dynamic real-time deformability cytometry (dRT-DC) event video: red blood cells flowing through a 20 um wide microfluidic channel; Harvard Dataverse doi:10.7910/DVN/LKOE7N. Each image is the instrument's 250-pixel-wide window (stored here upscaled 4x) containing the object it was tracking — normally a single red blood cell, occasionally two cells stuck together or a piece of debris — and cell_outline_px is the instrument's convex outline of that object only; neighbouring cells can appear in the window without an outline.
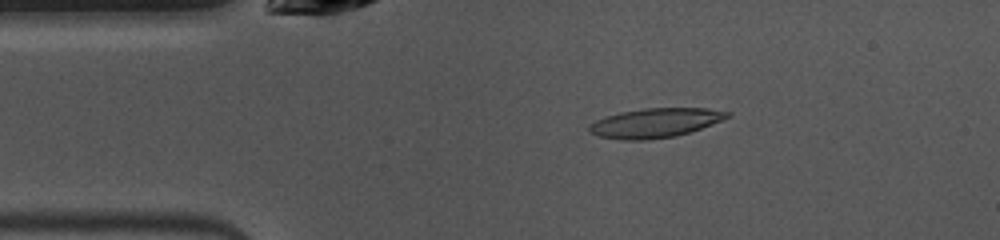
{"species": "common noctule bat (a hibernating species)", "species_latin": "Nyctalus noctula", "temperature_condition": "warm", "stored_images_in_passage": 49, "camera_frame_rate_fps": 3000, "um_per_image_px": 0.085, "animal": {"sex": "female", "body_mass_g": 10.0, "forearm_length_mm": 53.1}, "frame": {"image": 1, "passage_image": 8, "time_ms": 2.333, "image_size_px": [1000, 240], "cell_outline_px": [[728, 116], [720, 120], [700, 128], [676, 136], [648, 140], [624, 140], [600, 136], [588, 132], [588, 124], [596, 120], [620, 112], [644, 108], [708, 108], [728, 112]], "centroid_in_image_um": [55.62, 10.45], "position_along_channel_um": 29.4, "area_um2": 23.29}}
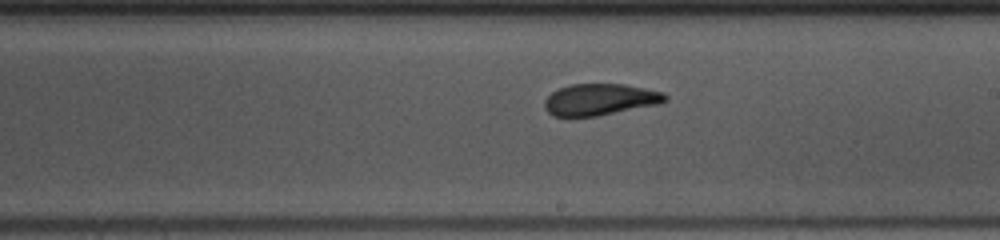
{"frame": {"image": 2, "passage_image": 26, "time_ms": 8.333, "image_size_px": [1000, 240], "cell_outline_px": [[668, 100], [660, 104], [596, 116], [552, 116], [544, 108], [544, 100], [552, 92], [560, 88], [572, 84], [624, 84], [664, 92], [668, 96]], "centroid_in_image_um": [51.02, 8.46], "position_along_channel_um": 238.0, "area_um2": 22.2}}
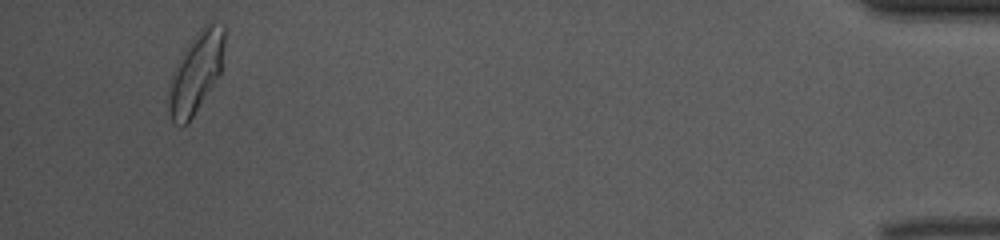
{"frame": {"image": 3, "passage_image": 46, "time_ms": 15.0, "image_size_px": [1000, 240], "cell_outline_px": [[224, 44], [220, 76], [188, 124], [184, 124], [172, 120], [168, 108], [168, 100], [172, 72], [196, 32], [212, 16], [224, 24]], "centroid_in_image_um": [16.72, 6.08], "position_along_channel_um": 418.5, "area_um2": 26.3}, "authors_computed_cell_mechanics": {"area_um2": 22.5998, "velocity_mm_per_s": 3.9595, "shape_relaxation_time_tau1_ms": 6.3097, "shape_relaxation_time_tau2_ms": 1.9063, "deformation_change_tau1": 0.1807, "deformation_change_tau2": 0.0912}}